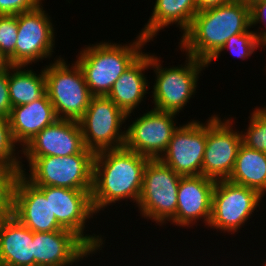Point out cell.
Wrapping results in <instances>:
<instances>
[{
  "label": "cell",
  "mask_w": 266,
  "mask_h": 266,
  "mask_svg": "<svg viewBox=\"0 0 266 266\" xmlns=\"http://www.w3.org/2000/svg\"><path fill=\"white\" fill-rule=\"evenodd\" d=\"M148 161V157L125 146L95 153L91 192L94 212L102 213L107 207L128 199L137 205Z\"/></svg>",
  "instance_id": "cell-1"
},
{
  "label": "cell",
  "mask_w": 266,
  "mask_h": 266,
  "mask_svg": "<svg viewBox=\"0 0 266 266\" xmlns=\"http://www.w3.org/2000/svg\"><path fill=\"white\" fill-rule=\"evenodd\" d=\"M250 6L243 1L198 12L190 27L181 35L179 49L184 55L206 63L235 34L250 29Z\"/></svg>",
  "instance_id": "cell-2"
},
{
  "label": "cell",
  "mask_w": 266,
  "mask_h": 266,
  "mask_svg": "<svg viewBox=\"0 0 266 266\" xmlns=\"http://www.w3.org/2000/svg\"><path fill=\"white\" fill-rule=\"evenodd\" d=\"M128 44L110 40L85 45L76 56L92 96H107L116 80L144 53L150 41L137 34Z\"/></svg>",
  "instance_id": "cell-3"
},
{
  "label": "cell",
  "mask_w": 266,
  "mask_h": 266,
  "mask_svg": "<svg viewBox=\"0 0 266 266\" xmlns=\"http://www.w3.org/2000/svg\"><path fill=\"white\" fill-rule=\"evenodd\" d=\"M160 58L151 53L150 70L156 75L151 88L153 109L178 115L197 93L201 73L208 66L205 61L186 55L184 64L164 67Z\"/></svg>",
  "instance_id": "cell-4"
},
{
  "label": "cell",
  "mask_w": 266,
  "mask_h": 266,
  "mask_svg": "<svg viewBox=\"0 0 266 266\" xmlns=\"http://www.w3.org/2000/svg\"><path fill=\"white\" fill-rule=\"evenodd\" d=\"M65 60L60 55L44 66L46 94L58 119L79 121L92 95L78 63L74 61L70 66Z\"/></svg>",
  "instance_id": "cell-5"
},
{
  "label": "cell",
  "mask_w": 266,
  "mask_h": 266,
  "mask_svg": "<svg viewBox=\"0 0 266 266\" xmlns=\"http://www.w3.org/2000/svg\"><path fill=\"white\" fill-rule=\"evenodd\" d=\"M94 156L95 153H77L64 157H23L29 170L21 169V174L35 186L92 190Z\"/></svg>",
  "instance_id": "cell-6"
},
{
  "label": "cell",
  "mask_w": 266,
  "mask_h": 266,
  "mask_svg": "<svg viewBox=\"0 0 266 266\" xmlns=\"http://www.w3.org/2000/svg\"><path fill=\"white\" fill-rule=\"evenodd\" d=\"M181 177L160 159H149L136 205L141 217L156 222L159 227L167 221L170 223L176 216Z\"/></svg>",
  "instance_id": "cell-7"
},
{
  "label": "cell",
  "mask_w": 266,
  "mask_h": 266,
  "mask_svg": "<svg viewBox=\"0 0 266 266\" xmlns=\"http://www.w3.org/2000/svg\"><path fill=\"white\" fill-rule=\"evenodd\" d=\"M263 197L252 188L229 180H217L212 194V213L207 229L213 228L221 233H231L230 235L238 233V230L250 221L253 213L258 212L257 208L260 209Z\"/></svg>",
  "instance_id": "cell-8"
},
{
  "label": "cell",
  "mask_w": 266,
  "mask_h": 266,
  "mask_svg": "<svg viewBox=\"0 0 266 266\" xmlns=\"http://www.w3.org/2000/svg\"><path fill=\"white\" fill-rule=\"evenodd\" d=\"M126 116L107 96H92L86 112L78 121L85 148L97 153L124 147L126 130L121 128L126 129Z\"/></svg>",
  "instance_id": "cell-9"
},
{
  "label": "cell",
  "mask_w": 266,
  "mask_h": 266,
  "mask_svg": "<svg viewBox=\"0 0 266 266\" xmlns=\"http://www.w3.org/2000/svg\"><path fill=\"white\" fill-rule=\"evenodd\" d=\"M45 196H50V207L57 222L64 228L78 235L95 253L103 250L105 240L101 233L88 234L87 222L94 218L92 190L68 189L57 186H37ZM94 216V217H93ZM89 220V221H88ZM87 233V234H86Z\"/></svg>",
  "instance_id": "cell-10"
},
{
  "label": "cell",
  "mask_w": 266,
  "mask_h": 266,
  "mask_svg": "<svg viewBox=\"0 0 266 266\" xmlns=\"http://www.w3.org/2000/svg\"><path fill=\"white\" fill-rule=\"evenodd\" d=\"M219 116L215 113L206 119L207 138L202 163V175L215 181L228 180L242 144L241 131L233 125L236 117Z\"/></svg>",
  "instance_id": "cell-11"
},
{
  "label": "cell",
  "mask_w": 266,
  "mask_h": 266,
  "mask_svg": "<svg viewBox=\"0 0 266 266\" xmlns=\"http://www.w3.org/2000/svg\"><path fill=\"white\" fill-rule=\"evenodd\" d=\"M18 34L15 65L30 66L53 57L56 32L43 3L36 9L17 15Z\"/></svg>",
  "instance_id": "cell-12"
},
{
  "label": "cell",
  "mask_w": 266,
  "mask_h": 266,
  "mask_svg": "<svg viewBox=\"0 0 266 266\" xmlns=\"http://www.w3.org/2000/svg\"><path fill=\"white\" fill-rule=\"evenodd\" d=\"M176 116L178 115L175 113L153 108L146 110L125 129L124 146L149 159H160L166 152L174 131L179 127Z\"/></svg>",
  "instance_id": "cell-13"
},
{
  "label": "cell",
  "mask_w": 266,
  "mask_h": 266,
  "mask_svg": "<svg viewBox=\"0 0 266 266\" xmlns=\"http://www.w3.org/2000/svg\"><path fill=\"white\" fill-rule=\"evenodd\" d=\"M206 138L207 121L179 124L160 160L182 177L202 175Z\"/></svg>",
  "instance_id": "cell-14"
},
{
  "label": "cell",
  "mask_w": 266,
  "mask_h": 266,
  "mask_svg": "<svg viewBox=\"0 0 266 266\" xmlns=\"http://www.w3.org/2000/svg\"><path fill=\"white\" fill-rule=\"evenodd\" d=\"M95 252L73 231L33 232L34 266H79ZM85 257V258H84Z\"/></svg>",
  "instance_id": "cell-15"
},
{
  "label": "cell",
  "mask_w": 266,
  "mask_h": 266,
  "mask_svg": "<svg viewBox=\"0 0 266 266\" xmlns=\"http://www.w3.org/2000/svg\"><path fill=\"white\" fill-rule=\"evenodd\" d=\"M77 153L94 152L85 148L79 122L64 119L45 127L21 149V157H64Z\"/></svg>",
  "instance_id": "cell-16"
},
{
  "label": "cell",
  "mask_w": 266,
  "mask_h": 266,
  "mask_svg": "<svg viewBox=\"0 0 266 266\" xmlns=\"http://www.w3.org/2000/svg\"><path fill=\"white\" fill-rule=\"evenodd\" d=\"M215 184V180L203 175L181 177L178 186L176 216L170 224L192 228L194 224L197 226L199 221H203L204 226H208Z\"/></svg>",
  "instance_id": "cell-17"
},
{
  "label": "cell",
  "mask_w": 266,
  "mask_h": 266,
  "mask_svg": "<svg viewBox=\"0 0 266 266\" xmlns=\"http://www.w3.org/2000/svg\"><path fill=\"white\" fill-rule=\"evenodd\" d=\"M12 216L33 232H53L64 229L52 213L50 196H45L22 174L18 177L14 189Z\"/></svg>",
  "instance_id": "cell-18"
},
{
  "label": "cell",
  "mask_w": 266,
  "mask_h": 266,
  "mask_svg": "<svg viewBox=\"0 0 266 266\" xmlns=\"http://www.w3.org/2000/svg\"><path fill=\"white\" fill-rule=\"evenodd\" d=\"M151 54L144 52L113 84L107 97L127 116L126 120L139 108L145 95L150 92V82L145 72L150 69ZM147 70V71H146ZM148 91V92H147Z\"/></svg>",
  "instance_id": "cell-19"
},
{
  "label": "cell",
  "mask_w": 266,
  "mask_h": 266,
  "mask_svg": "<svg viewBox=\"0 0 266 266\" xmlns=\"http://www.w3.org/2000/svg\"><path fill=\"white\" fill-rule=\"evenodd\" d=\"M57 119L46 92L31 103L12 107L8 116L13 139L21 149Z\"/></svg>",
  "instance_id": "cell-20"
},
{
  "label": "cell",
  "mask_w": 266,
  "mask_h": 266,
  "mask_svg": "<svg viewBox=\"0 0 266 266\" xmlns=\"http://www.w3.org/2000/svg\"><path fill=\"white\" fill-rule=\"evenodd\" d=\"M0 266H34L33 231L14 216L0 228Z\"/></svg>",
  "instance_id": "cell-21"
},
{
  "label": "cell",
  "mask_w": 266,
  "mask_h": 266,
  "mask_svg": "<svg viewBox=\"0 0 266 266\" xmlns=\"http://www.w3.org/2000/svg\"><path fill=\"white\" fill-rule=\"evenodd\" d=\"M197 13L196 0H155L152 14L139 34L153 41L159 31L173 24L183 34Z\"/></svg>",
  "instance_id": "cell-22"
},
{
  "label": "cell",
  "mask_w": 266,
  "mask_h": 266,
  "mask_svg": "<svg viewBox=\"0 0 266 266\" xmlns=\"http://www.w3.org/2000/svg\"><path fill=\"white\" fill-rule=\"evenodd\" d=\"M228 180L252 188L265 196L266 153L249 148L242 143Z\"/></svg>",
  "instance_id": "cell-23"
},
{
  "label": "cell",
  "mask_w": 266,
  "mask_h": 266,
  "mask_svg": "<svg viewBox=\"0 0 266 266\" xmlns=\"http://www.w3.org/2000/svg\"><path fill=\"white\" fill-rule=\"evenodd\" d=\"M29 67L31 69L28 66L13 65L8 70L9 98L12 107L31 103L46 92L44 68L37 74L31 66Z\"/></svg>",
  "instance_id": "cell-24"
},
{
  "label": "cell",
  "mask_w": 266,
  "mask_h": 266,
  "mask_svg": "<svg viewBox=\"0 0 266 266\" xmlns=\"http://www.w3.org/2000/svg\"><path fill=\"white\" fill-rule=\"evenodd\" d=\"M262 49V41L255 35L254 31L249 29L247 32L232 35L223 45V47L207 62L209 66L212 61H217L221 57L222 51L228 50L235 57L246 60L252 56L255 51Z\"/></svg>",
  "instance_id": "cell-25"
},
{
  "label": "cell",
  "mask_w": 266,
  "mask_h": 266,
  "mask_svg": "<svg viewBox=\"0 0 266 266\" xmlns=\"http://www.w3.org/2000/svg\"><path fill=\"white\" fill-rule=\"evenodd\" d=\"M247 128L241 131L242 143L254 150L266 153V107L265 105L253 109L249 115Z\"/></svg>",
  "instance_id": "cell-26"
},
{
  "label": "cell",
  "mask_w": 266,
  "mask_h": 266,
  "mask_svg": "<svg viewBox=\"0 0 266 266\" xmlns=\"http://www.w3.org/2000/svg\"><path fill=\"white\" fill-rule=\"evenodd\" d=\"M16 146L18 145L13 139L8 118L0 116V165L21 166L20 169L26 167L19 155L21 149Z\"/></svg>",
  "instance_id": "cell-27"
},
{
  "label": "cell",
  "mask_w": 266,
  "mask_h": 266,
  "mask_svg": "<svg viewBox=\"0 0 266 266\" xmlns=\"http://www.w3.org/2000/svg\"><path fill=\"white\" fill-rule=\"evenodd\" d=\"M17 34V15H0V50L12 65H15Z\"/></svg>",
  "instance_id": "cell-28"
},
{
  "label": "cell",
  "mask_w": 266,
  "mask_h": 266,
  "mask_svg": "<svg viewBox=\"0 0 266 266\" xmlns=\"http://www.w3.org/2000/svg\"><path fill=\"white\" fill-rule=\"evenodd\" d=\"M21 166L0 165V207H13L14 189Z\"/></svg>",
  "instance_id": "cell-29"
},
{
  "label": "cell",
  "mask_w": 266,
  "mask_h": 266,
  "mask_svg": "<svg viewBox=\"0 0 266 266\" xmlns=\"http://www.w3.org/2000/svg\"><path fill=\"white\" fill-rule=\"evenodd\" d=\"M44 0H0V15H18L36 9Z\"/></svg>",
  "instance_id": "cell-30"
},
{
  "label": "cell",
  "mask_w": 266,
  "mask_h": 266,
  "mask_svg": "<svg viewBox=\"0 0 266 266\" xmlns=\"http://www.w3.org/2000/svg\"><path fill=\"white\" fill-rule=\"evenodd\" d=\"M259 24L264 25V30L256 26ZM266 0L259 1L250 5V27L254 28L255 35L263 41L266 38Z\"/></svg>",
  "instance_id": "cell-31"
},
{
  "label": "cell",
  "mask_w": 266,
  "mask_h": 266,
  "mask_svg": "<svg viewBox=\"0 0 266 266\" xmlns=\"http://www.w3.org/2000/svg\"><path fill=\"white\" fill-rule=\"evenodd\" d=\"M12 110L9 98L8 72L0 74V116L8 118Z\"/></svg>",
  "instance_id": "cell-32"
},
{
  "label": "cell",
  "mask_w": 266,
  "mask_h": 266,
  "mask_svg": "<svg viewBox=\"0 0 266 266\" xmlns=\"http://www.w3.org/2000/svg\"><path fill=\"white\" fill-rule=\"evenodd\" d=\"M236 0H196L197 12H202L222 5L232 3Z\"/></svg>",
  "instance_id": "cell-33"
},
{
  "label": "cell",
  "mask_w": 266,
  "mask_h": 266,
  "mask_svg": "<svg viewBox=\"0 0 266 266\" xmlns=\"http://www.w3.org/2000/svg\"><path fill=\"white\" fill-rule=\"evenodd\" d=\"M13 65L10 63L9 59L3 54V52L0 50V74L8 72V70Z\"/></svg>",
  "instance_id": "cell-34"
},
{
  "label": "cell",
  "mask_w": 266,
  "mask_h": 266,
  "mask_svg": "<svg viewBox=\"0 0 266 266\" xmlns=\"http://www.w3.org/2000/svg\"><path fill=\"white\" fill-rule=\"evenodd\" d=\"M13 207H0V228L2 227L3 222L9 217L12 216Z\"/></svg>",
  "instance_id": "cell-35"
},
{
  "label": "cell",
  "mask_w": 266,
  "mask_h": 266,
  "mask_svg": "<svg viewBox=\"0 0 266 266\" xmlns=\"http://www.w3.org/2000/svg\"><path fill=\"white\" fill-rule=\"evenodd\" d=\"M243 1L244 3H246L247 5H251L253 3L259 2V1H263V0H240Z\"/></svg>",
  "instance_id": "cell-36"
},
{
  "label": "cell",
  "mask_w": 266,
  "mask_h": 266,
  "mask_svg": "<svg viewBox=\"0 0 266 266\" xmlns=\"http://www.w3.org/2000/svg\"><path fill=\"white\" fill-rule=\"evenodd\" d=\"M266 47V38L262 41V48Z\"/></svg>",
  "instance_id": "cell-37"
},
{
  "label": "cell",
  "mask_w": 266,
  "mask_h": 266,
  "mask_svg": "<svg viewBox=\"0 0 266 266\" xmlns=\"http://www.w3.org/2000/svg\"><path fill=\"white\" fill-rule=\"evenodd\" d=\"M263 260H264L263 262L264 264H262V266H266V261H265L266 259H263Z\"/></svg>",
  "instance_id": "cell-38"
}]
</instances>
